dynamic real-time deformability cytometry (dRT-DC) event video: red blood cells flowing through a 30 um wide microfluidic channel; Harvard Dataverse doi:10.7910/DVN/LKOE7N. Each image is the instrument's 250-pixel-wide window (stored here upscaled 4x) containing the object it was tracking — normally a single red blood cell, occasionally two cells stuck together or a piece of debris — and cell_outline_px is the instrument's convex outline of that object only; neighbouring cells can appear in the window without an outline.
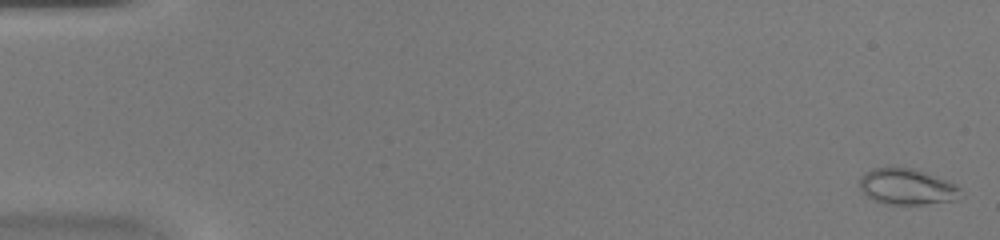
{"species": "common noctule bat (a hibernating species)", "species_latin": "Nyctalus noctula", "temperature_condition": "warm", "stored_images_in_passage": 46, "camera_frame_rate_fps": 3000, "um_per_image_px": 0.085, "animal": {"sex": "female", "body_mass_g": 20.0, "forearm_length_mm": 54.0}, "frame": {"image": 1, "passage_image": 1, "time_ms": 0.0, "image_size_px": [1000, 240], "cell_outline_px": [[960, 188], [956, 200], [924, 204], [888, 204], [876, 200], [868, 196], [860, 188], [860, 176], [872, 168], [912, 168], [924, 172], [956, 184]], "centroid_in_image_um": [77.07, 15.87], "position_along_channel_um": 7.9, "area_um2": 20.69}}
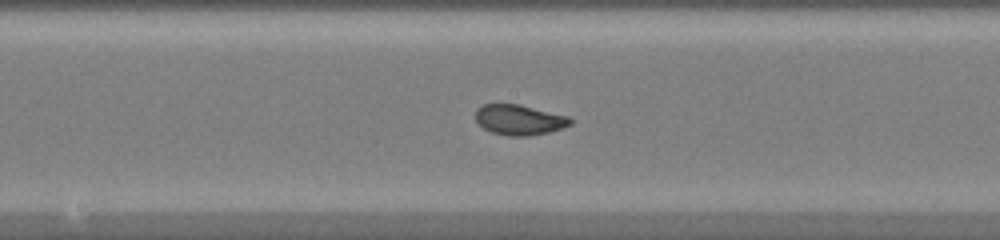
{"frame": {"image": 2, "passage_image": 25, "time_ms": 8.0, "image_size_px": [1000, 240], "cell_outline_px": [[572, 124], [564, 128], [548, 132], [528, 136], [508, 136], [492, 132], [484, 128], [476, 120], [476, 108], [484, 104], [520, 104], [568, 116], [572, 120]], "centroid_in_image_um": [44.16, 10.18], "position_along_channel_um": 204.0, "area_um2": 16.76}}
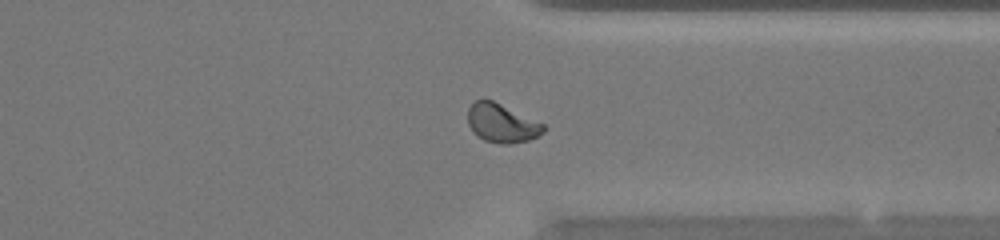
{"frame": {"image": 3, "passage_image": 36, "time_ms": 11.667, "image_size_px": [1000, 240], "cell_outline_px": [[544, 132], [528, 140], [512, 144], [500, 144], [484, 140], [472, 132], [468, 124], [468, 108], [476, 100], [492, 100], [544, 124]], "centroid_in_image_um": [42.62, 10.49], "position_along_channel_um": 368.8, "area_um2": 16.88}}